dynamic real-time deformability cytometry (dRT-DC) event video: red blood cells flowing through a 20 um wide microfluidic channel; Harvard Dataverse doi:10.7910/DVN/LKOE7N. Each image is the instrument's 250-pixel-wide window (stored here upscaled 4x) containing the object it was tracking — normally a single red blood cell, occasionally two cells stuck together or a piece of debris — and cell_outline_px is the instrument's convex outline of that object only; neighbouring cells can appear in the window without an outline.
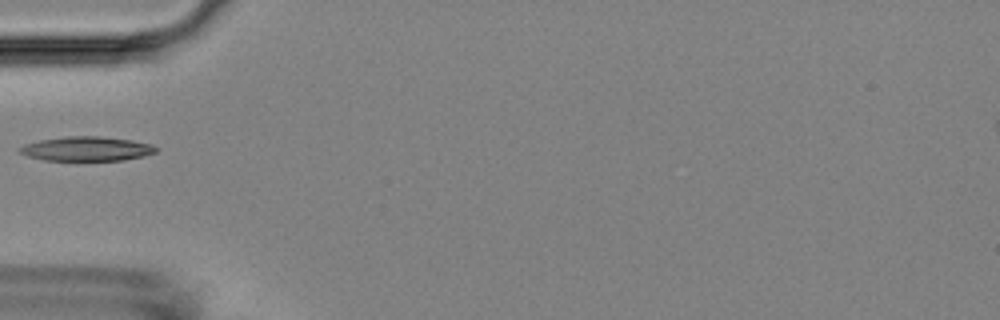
{"species": "Egyptian fruit bat (a non-hibernating species)", "species_latin": "Rousettus aegyptiacus", "temperature_condition": "room temperature", "stored_images_in_passage": 16, "camera_frame_rate_fps": 3000, "um_per_image_px": 0.085, "animal": {"sex": "female"}, "frame": {"image": 1, "passage_image": 1, "time_ms": 0.0, "image_size_px": [1000, 320], "cell_outline_px": [[156, 152], [144, 156], [124, 160], [44, 160], [28, 156], [20, 152], [16, 148], [24, 144], [40, 140], [68, 136], [100, 136], [132, 140], [152, 144], [156, 148]], "centroid_in_image_um": [7.36, 12.64], "position_along_channel_um": 77.6, "area_um2": 19.31}}